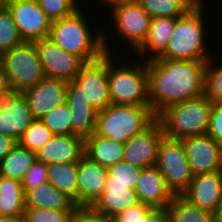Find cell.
I'll return each instance as SVG.
<instances>
[{
    "instance_id": "29",
    "label": "cell",
    "mask_w": 222,
    "mask_h": 222,
    "mask_svg": "<svg viewBox=\"0 0 222 222\" xmlns=\"http://www.w3.org/2000/svg\"><path fill=\"white\" fill-rule=\"evenodd\" d=\"M167 212L170 222H216L213 213L200 209L182 195H175Z\"/></svg>"
},
{
    "instance_id": "30",
    "label": "cell",
    "mask_w": 222,
    "mask_h": 222,
    "mask_svg": "<svg viewBox=\"0 0 222 222\" xmlns=\"http://www.w3.org/2000/svg\"><path fill=\"white\" fill-rule=\"evenodd\" d=\"M151 18H178L185 15L200 0H137Z\"/></svg>"
},
{
    "instance_id": "36",
    "label": "cell",
    "mask_w": 222,
    "mask_h": 222,
    "mask_svg": "<svg viewBox=\"0 0 222 222\" xmlns=\"http://www.w3.org/2000/svg\"><path fill=\"white\" fill-rule=\"evenodd\" d=\"M38 2L52 22L71 15L82 6L78 0H38Z\"/></svg>"
},
{
    "instance_id": "2",
    "label": "cell",
    "mask_w": 222,
    "mask_h": 222,
    "mask_svg": "<svg viewBox=\"0 0 222 222\" xmlns=\"http://www.w3.org/2000/svg\"><path fill=\"white\" fill-rule=\"evenodd\" d=\"M82 9L81 6L71 15L53 21L49 38L62 50L76 55L84 63L95 61L105 53L115 54L113 52H116L114 49L117 47L112 42L108 43L106 29L99 28L97 32L91 30L93 25L89 22L90 17L87 18L86 11Z\"/></svg>"
},
{
    "instance_id": "43",
    "label": "cell",
    "mask_w": 222,
    "mask_h": 222,
    "mask_svg": "<svg viewBox=\"0 0 222 222\" xmlns=\"http://www.w3.org/2000/svg\"><path fill=\"white\" fill-rule=\"evenodd\" d=\"M17 142L8 136L0 133V162L13 149Z\"/></svg>"
},
{
    "instance_id": "17",
    "label": "cell",
    "mask_w": 222,
    "mask_h": 222,
    "mask_svg": "<svg viewBox=\"0 0 222 222\" xmlns=\"http://www.w3.org/2000/svg\"><path fill=\"white\" fill-rule=\"evenodd\" d=\"M67 85L68 82L64 80L45 77L35 87L23 93L29 102L34 119H41L66 102Z\"/></svg>"
},
{
    "instance_id": "32",
    "label": "cell",
    "mask_w": 222,
    "mask_h": 222,
    "mask_svg": "<svg viewBox=\"0 0 222 222\" xmlns=\"http://www.w3.org/2000/svg\"><path fill=\"white\" fill-rule=\"evenodd\" d=\"M23 43L9 9H0V55Z\"/></svg>"
},
{
    "instance_id": "42",
    "label": "cell",
    "mask_w": 222,
    "mask_h": 222,
    "mask_svg": "<svg viewBox=\"0 0 222 222\" xmlns=\"http://www.w3.org/2000/svg\"><path fill=\"white\" fill-rule=\"evenodd\" d=\"M137 222H170L167 208H153L145 217Z\"/></svg>"
},
{
    "instance_id": "39",
    "label": "cell",
    "mask_w": 222,
    "mask_h": 222,
    "mask_svg": "<svg viewBox=\"0 0 222 222\" xmlns=\"http://www.w3.org/2000/svg\"><path fill=\"white\" fill-rule=\"evenodd\" d=\"M71 222H113V220L97 212L92 206H77L72 213Z\"/></svg>"
},
{
    "instance_id": "28",
    "label": "cell",
    "mask_w": 222,
    "mask_h": 222,
    "mask_svg": "<svg viewBox=\"0 0 222 222\" xmlns=\"http://www.w3.org/2000/svg\"><path fill=\"white\" fill-rule=\"evenodd\" d=\"M35 160V152L17 143L0 162V175L21 181Z\"/></svg>"
},
{
    "instance_id": "13",
    "label": "cell",
    "mask_w": 222,
    "mask_h": 222,
    "mask_svg": "<svg viewBox=\"0 0 222 222\" xmlns=\"http://www.w3.org/2000/svg\"><path fill=\"white\" fill-rule=\"evenodd\" d=\"M34 120L27 98L10 91L0 96V133L17 143Z\"/></svg>"
},
{
    "instance_id": "44",
    "label": "cell",
    "mask_w": 222,
    "mask_h": 222,
    "mask_svg": "<svg viewBox=\"0 0 222 222\" xmlns=\"http://www.w3.org/2000/svg\"><path fill=\"white\" fill-rule=\"evenodd\" d=\"M11 91L8 78L3 70V66L0 59V96Z\"/></svg>"
},
{
    "instance_id": "9",
    "label": "cell",
    "mask_w": 222,
    "mask_h": 222,
    "mask_svg": "<svg viewBox=\"0 0 222 222\" xmlns=\"http://www.w3.org/2000/svg\"><path fill=\"white\" fill-rule=\"evenodd\" d=\"M111 17L113 19V31L115 29L119 42L124 40V46L129 44L136 51L145 41L151 17L141 7L137 0L127 1L111 6ZM122 38V40H120ZM127 41V42H126ZM126 42V44H125ZM129 42V43H128Z\"/></svg>"
},
{
    "instance_id": "21",
    "label": "cell",
    "mask_w": 222,
    "mask_h": 222,
    "mask_svg": "<svg viewBox=\"0 0 222 222\" xmlns=\"http://www.w3.org/2000/svg\"><path fill=\"white\" fill-rule=\"evenodd\" d=\"M84 155V139L77 135H53L37 152L36 159L48 163L78 162Z\"/></svg>"
},
{
    "instance_id": "1",
    "label": "cell",
    "mask_w": 222,
    "mask_h": 222,
    "mask_svg": "<svg viewBox=\"0 0 222 222\" xmlns=\"http://www.w3.org/2000/svg\"><path fill=\"white\" fill-rule=\"evenodd\" d=\"M206 62L169 58L147 61L148 97L156 116L170 105L204 95Z\"/></svg>"
},
{
    "instance_id": "31",
    "label": "cell",
    "mask_w": 222,
    "mask_h": 222,
    "mask_svg": "<svg viewBox=\"0 0 222 222\" xmlns=\"http://www.w3.org/2000/svg\"><path fill=\"white\" fill-rule=\"evenodd\" d=\"M214 59V56H211L206 62L204 95L216 104L222 103V62Z\"/></svg>"
},
{
    "instance_id": "12",
    "label": "cell",
    "mask_w": 222,
    "mask_h": 222,
    "mask_svg": "<svg viewBox=\"0 0 222 222\" xmlns=\"http://www.w3.org/2000/svg\"><path fill=\"white\" fill-rule=\"evenodd\" d=\"M46 77L72 81L84 62L72 53L65 52L49 37L34 42Z\"/></svg>"
},
{
    "instance_id": "6",
    "label": "cell",
    "mask_w": 222,
    "mask_h": 222,
    "mask_svg": "<svg viewBox=\"0 0 222 222\" xmlns=\"http://www.w3.org/2000/svg\"><path fill=\"white\" fill-rule=\"evenodd\" d=\"M213 103L205 96L168 106L157 119L171 139L205 135L208 132Z\"/></svg>"
},
{
    "instance_id": "48",
    "label": "cell",
    "mask_w": 222,
    "mask_h": 222,
    "mask_svg": "<svg viewBox=\"0 0 222 222\" xmlns=\"http://www.w3.org/2000/svg\"><path fill=\"white\" fill-rule=\"evenodd\" d=\"M6 6L5 0H0V9H3Z\"/></svg>"
},
{
    "instance_id": "37",
    "label": "cell",
    "mask_w": 222,
    "mask_h": 222,
    "mask_svg": "<svg viewBox=\"0 0 222 222\" xmlns=\"http://www.w3.org/2000/svg\"><path fill=\"white\" fill-rule=\"evenodd\" d=\"M74 210L25 208V222H71Z\"/></svg>"
},
{
    "instance_id": "24",
    "label": "cell",
    "mask_w": 222,
    "mask_h": 222,
    "mask_svg": "<svg viewBox=\"0 0 222 222\" xmlns=\"http://www.w3.org/2000/svg\"><path fill=\"white\" fill-rule=\"evenodd\" d=\"M140 203L135 190L128 185H105L101 197L92 206L97 212L113 218L119 212Z\"/></svg>"
},
{
    "instance_id": "10",
    "label": "cell",
    "mask_w": 222,
    "mask_h": 222,
    "mask_svg": "<svg viewBox=\"0 0 222 222\" xmlns=\"http://www.w3.org/2000/svg\"><path fill=\"white\" fill-rule=\"evenodd\" d=\"M74 81L83 90V96L96 110H104L111 104L108 85V53L99 59L84 63Z\"/></svg>"
},
{
    "instance_id": "40",
    "label": "cell",
    "mask_w": 222,
    "mask_h": 222,
    "mask_svg": "<svg viewBox=\"0 0 222 222\" xmlns=\"http://www.w3.org/2000/svg\"><path fill=\"white\" fill-rule=\"evenodd\" d=\"M152 209L151 206L140 202L135 206L119 212L112 220L113 222H137L141 217H145Z\"/></svg>"
},
{
    "instance_id": "35",
    "label": "cell",
    "mask_w": 222,
    "mask_h": 222,
    "mask_svg": "<svg viewBox=\"0 0 222 222\" xmlns=\"http://www.w3.org/2000/svg\"><path fill=\"white\" fill-rule=\"evenodd\" d=\"M52 137L53 133L39 119H34L18 143L36 153Z\"/></svg>"
},
{
    "instance_id": "19",
    "label": "cell",
    "mask_w": 222,
    "mask_h": 222,
    "mask_svg": "<svg viewBox=\"0 0 222 222\" xmlns=\"http://www.w3.org/2000/svg\"><path fill=\"white\" fill-rule=\"evenodd\" d=\"M182 196L200 209L214 214L222 197V170L193 176Z\"/></svg>"
},
{
    "instance_id": "34",
    "label": "cell",
    "mask_w": 222,
    "mask_h": 222,
    "mask_svg": "<svg viewBox=\"0 0 222 222\" xmlns=\"http://www.w3.org/2000/svg\"><path fill=\"white\" fill-rule=\"evenodd\" d=\"M53 135H71L72 116L65 102L39 119Z\"/></svg>"
},
{
    "instance_id": "20",
    "label": "cell",
    "mask_w": 222,
    "mask_h": 222,
    "mask_svg": "<svg viewBox=\"0 0 222 222\" xmlns=\"http://www.w3.org/2000/svg\"><path fill=\"white\" fill-rule=\"evenodd\" d=\"M135 193L141 203L152 208H167L175 197L156 166L141 170Z\"/></svg>"
},
{
    "instance_id": "50",
    "label": "cell",
    "mask_w": 222,
    "mask_h": 222,
    "mask_svg": "<svg viewBox=\"0 0 222 222\" xmlns=\"http://www.w3.org/2000/svg\"><path fill=\"white\" fill-rule=\"evenodd\" d=\"M220 149H221V158H222V143L220 144Z\"/></svg>"
},
{
    "instance_id": "4",
    "label": "cell",
    "mask_w": 222,
    "mask_h": 222,
    "mask_svg": "<svg viewBox=\"0 0 222 222\" xmlns=\"http://www.w3.org/2000/svg\"><path fill=\"white\" fill-rule=\"evenodd\" d=\"M206 0H200L185 15L176 18L175 27L166 50L157 58L179 60L208 61L212 54L207 48V15L204 5ZM205 15V16H204ZM206 35V36H205Z\"/></svg>"
},
{
    "instance_id": "16",
    "label": "cell",
    "mask_w": 222,
    "mask_h": 222,
    "mask_svg": "<svg viewBox=\"0 0 222 222\" xmlns=\"http://www.w3.org/2000/svg\"><path fill=\"white\" fill-rule=\"evenodd\" d=\"M107 178L106 167L83 155L77 162V206H93L101 197Z\"/></svg>"
},
{
    "instance_id": "25",
    "label": "cell",
    "mask_w": 222,
    "mask_h": 222,
    "mask_svg": "<svg viewBox=\"0 0 222 222\" xmlns=\"http://www.w3.org/2000/svg\"><path fill=\"white\" fill-rule=\"evenodd\" d=\"M124 143L97 135L84 139V155L102 167H110L123 160Z\"/></svg>"
},
{
    "instance_id": "47",
    "label": "cell",
    "mask_w": 222,
    "mask_h": 222,
    "mask_svg": "<svg viewBox=\"0 0 222 222\" xmlns=\"http://www.w3.org/2000/svg\"><path fill=\"white\" fill-rule=\"evenodd\" d=\"M216 222H222V197L218 203V207L214 213Z\"/></svg>"
},
{
    "instance_id": "8",
    "label": "cell",
    "mask_w": 222,
    "mask_h": 222,
    "mask_svg": "<svg viewBox=\"0 0 222 222\" xmlns=\"http://www.w3.org/2000/svg\"><path fill=\"white\" fill-rule=\"evenodd\" d=\"M155 166L174 195H182L189 188L193 174L181 140L164 136L158 147Z\"/></svg>"
},
{
    "instance_id": "45",
    "label": "cell",
    "mask_w": 222,
    "mask_h": 222,
    "mask_svg": "<svg viewBox=\"0 0 222 222\" xmlns=\"http://www.w3.org/2000/svg\"><path fill=\"white\" fill-rule=\"evenodd\" d=\"M0 222H25L24 216H0Z\"/></svg>"
},
{
    "instance_id": "22",
    "label": "cell",
    "mask_w": 222,
    "mask_h": 222,
    "mask_svg": "<svg viewBox=\"0 0 222 222\" xmlns=\"http://www.w3.org/2000/svg\"><path fill=\"white\" fill-rule=\"evenodd\" d=\"M175 23L176 18H151L147 37L144 43L134 52L135 56L138 54V59L144 61L159 57L168 46Z\"/></svg>"
},
{
    "instance_id": "14",
    "label": "cell",
    "mask_w": 222,
    "mask_h": 222,
    "mask_svg": "<svg viewBox=\"0 0 222 222\" xmlns=\"http://www.w3.org/2000/svg\"><path fill=\"white\" fill-rule=\"evenodd\" d=\"M164 136L162 124L156 119L147 129L125 143L122 161L142 169L154 167L158 147Z\"/></svg>"
},
{
    "instance_id": "41",
    "label": "cell",
    "mask_w": 222,
    "mask_h": 222,
    "mask_svg": "<svg viewBox=\"0 0 222 222\" xmlns=\"http://www.w3.org/2000/svg\"><path fill=\"white\" fill-rule=\"evenodd\" d=\"M207 134L217 143H222V103L213 104Z\"/></svg>"
},
{
    "instance_id": "38",
    "label": "cell",
    "mask_w": 222,
    "mask_h": 222,
    "mask_svg": "<svg viewBox=\"0 0 222 222\" xmlns=\"http://www.w3.org/2000/svg\"><path fill=\"white\" fill-rule=\"evenodd\" d=\"M47 182V164L42 161L35 160L31 167L26 171L25 176L21 180L22 189L25 192L39 184Z\"/></svg>"
},
{
    "instance_id": "5",
    "label": "cell",
    "mask_w": 222,
    "mask_h": 222,
    "mask_svg": "<svg viewBox=\"0 0 222 222\" xmlns=\"http://www.w3.org/2000/svg\"><path fill=\"white\" fill-rule=\"evenodd\" d=\"M156 119L150 106L110 104L97 112L95 133L125 144Z\"/></svg>"
},
{
    "instance_id": "18",
    "label": "cell",
    "mask_w": 222,
    "mask_h": 222,
    "mask_svg": "<svg viewBox=\"0 0 222 222\" xmlns=\"http://www.w3.org/2000/svg\"><path fill=\"white\" fill-rule=\"evenodd\" d=\"M81 87L69 81L66 91V103L72 116L71 135L85 139L96 129L97 112L83 96Z\"/></svg>"
},
{
    "instance_id": "33",
    "label": "cell",
    "mask_w": 222,
    "mask_h": 222,
    "mask_svg": "<svg viewBox=\"0 0 222 222\" xmlns=\"http://www.w3.org/2000/svg\"><path fill=\"white\" fill-rule=\"evenodd\" d=\"M142 168L120 161L107 168L108 178L105 185H128L135 190V186Z\"/></svg>"
},
{
    "instance_id": "46",
    "label": "cell",
    "mask_w": 222,
    "mask_h": 222,
    "mask_svg": "<svg viewBox=\"0 0 222 222\" xmlns=\"http://www.w3.org/2000/svg\"><path fill=\"white\" fill-rule=\"evenodd\" d=\"M127 1H132V0H100L99 2L101 3V6L104 5L103 6V11H105L104 7H106V9H109L111 6H113L115 4L122 3V2H127ZM102 3H104V4H102ZM105 4L108 6V8Z\"/></svg>"
},
{
    "instance_id": "7",
    "label": "cell",
    "mask_w": 222,
    "mask_h": 222,
    "mask_svg": "<svg viewBox=\"0 0 222 222\" xmlns=\"http://www.w3.org/2000/svg\"><path fill=\"white\" fill-rule=\"evenodd\" d=\"M0 59L12 91L23 94L46 77L34 42H23Z\"/></svg>"
},
{
    "instance_id": "23",
    "label": "cell",
    "mask_w": 222,
    "mask_h": 222,
    "mask_svg": "<svg viewBox=\"0 0 222 222\" xmlns=\"http://www.w3.org/2000/svg\"><path fill=\"white\" fill-rule=\"evenodd\" d=\"M24 202L25 208L75 210L77 207L71 197L48 182L27 189L24 192Z\"/></svg>"
},
{
    "instance_id": "3",
    "label": "cell",
    "mask_w": 222,
    "mask_h": 222,
    "mask_svg": "<svg viewBox=\"0 0 222 222\" xmlns=\"http://www.w3.org/2000/svg\"><path fill=\"white\" fill-rule=\"evenodd\" d=\"M117 54L108 53L111 104L150 106L147 61H139L134 56L131 57L132 61H127L126 58H130V55L128 57L126 53L122 56Z\"/></svg>"
},
{
    "instance_id": "26",
    "label": "cell",
    "mask_w": 222,
    "mask_h": 222,
    "mask_svg": "<svg viewBox=\"0 0 222 222\" xmlns=\"http://www.w3.org/2000/svg\"><path fill=\"white\" fill-rule=\"evenodd\" d=\"M47 182L66 193L77 205V162L48 163Z\"/></svg>"
},
{
    "instance_id": "27",
    "label": "cell",
    "mask_w": 222,
    "mask_h": 222,
    "mask_svg": "<svg viewBox=\"0 0 222 222\" xmlns=\"http://www.w3.org/2000/svg\"><path fill=\"white\" fill-rule=\"evenodd\" d=\"M25 202L21 181L1 176L0 216H24Z\"/></svg>"
},
{
    "instance_id": "49",
    "label": "cell",
    "mask_w": 222,
    "mask_h": 222,
    "mask_svg": "<svg viewBox=\"0 0 222 222\" xmlns=\"http://www.w3.org/2000/svg\"><path fill=\"white\" fill-rule=\"evenodd\" d=\"M12 1H18V0H5V2H12Z\"/></svg>"
},
{
    "instance_id": "15",
    "label": "cell",
    "mask_w": 222,
    "mask_h": 222,
    "mask_svg": "<svg viewBox=\"0 0 222 222\" xmlns=\"http://www.w3.org/2000/svg\"><path fill=\"white\" fill-rule=\"evenodd\" d=\"M193 176L222 170L220 144L208 134L181 140Z\"/></svg>"
},
{
    "instance_id": "11",
    "label": "cell",
    "mask_w": 222,
    "mask_h": 222,
    "mask_svg": "<svg viewBox=\"0 0 222 222\" xmlns=\"http://www.w3.org/2000/svg\"><path fill=\"white\" fill-rule=\"evenodd\" d=\"M23 42H35L50 35L52 21L40 8L38 0L7 2Z\"/></svg>"
}]
</instances>
